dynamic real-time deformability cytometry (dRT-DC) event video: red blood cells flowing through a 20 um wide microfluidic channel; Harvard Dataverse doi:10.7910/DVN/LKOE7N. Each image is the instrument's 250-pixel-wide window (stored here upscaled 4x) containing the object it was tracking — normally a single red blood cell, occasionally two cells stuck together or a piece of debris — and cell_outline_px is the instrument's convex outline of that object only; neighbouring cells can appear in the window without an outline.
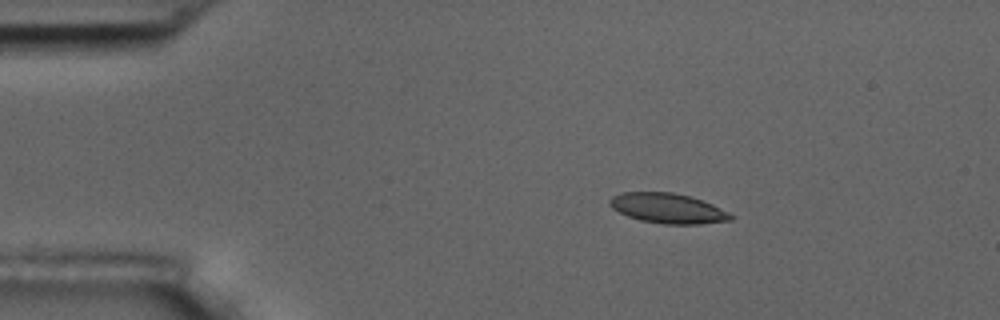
{"species": "common noctule bat (a hibernating species)", "species_latin": "Nyctalus noctula", "temperature_condition": "room temperature", "stored_images_in_passage": 4, "camera_frame_rate_fps": 3000, "um_per_image_px": 0.085, "animal": {"sex": "male", "body_mass_g": 17.5, "forearm_length_mm": 52.3}, "frame": {"image": 1, "passage_image": 2, "time_ms": 1.0, "image_size_px": [1000, 320], "cell_outline_px": [[736, 216], [732, 220], [700, 224], [664, 224], [640, 220], [628, 216], [612, 208], [608, 204], [608, 200], [612, 196], [620, 192], [672, 192], [688, 196], [712, 204]], "centroid_in_image_um": [56.75, 17.71], "position_along_channel_um": 28.3, "area_um2": 21.15}}
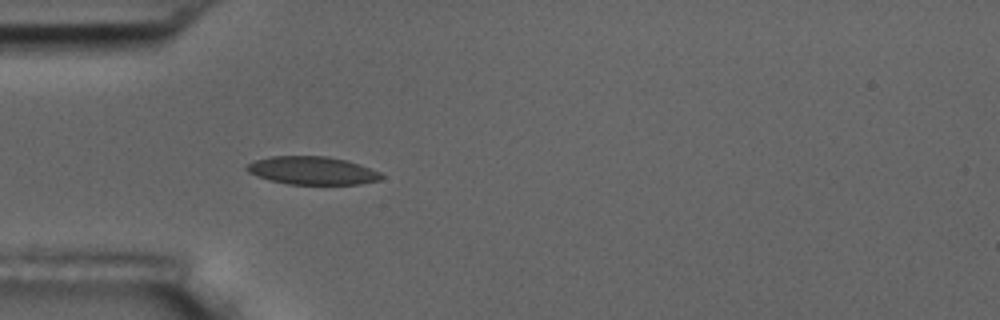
{"frame": {"image": 2, "passage_image": 4, "time_ms": 3.333, "image_size_px": [1000, 320], "cell_outline_px": [[384, 176], [380, 180], [360, 184], [288, 184], [268, 180], [256, 176], [248, 172], [244, 168], [248, 164], [256, 160], [272, 156], [328, 156], [360, 164], [380, 172]], "centroid_in_image_um": [26.53, 14.5], "position_along_channel_um": 58.5, "area_um2": 22.02}}